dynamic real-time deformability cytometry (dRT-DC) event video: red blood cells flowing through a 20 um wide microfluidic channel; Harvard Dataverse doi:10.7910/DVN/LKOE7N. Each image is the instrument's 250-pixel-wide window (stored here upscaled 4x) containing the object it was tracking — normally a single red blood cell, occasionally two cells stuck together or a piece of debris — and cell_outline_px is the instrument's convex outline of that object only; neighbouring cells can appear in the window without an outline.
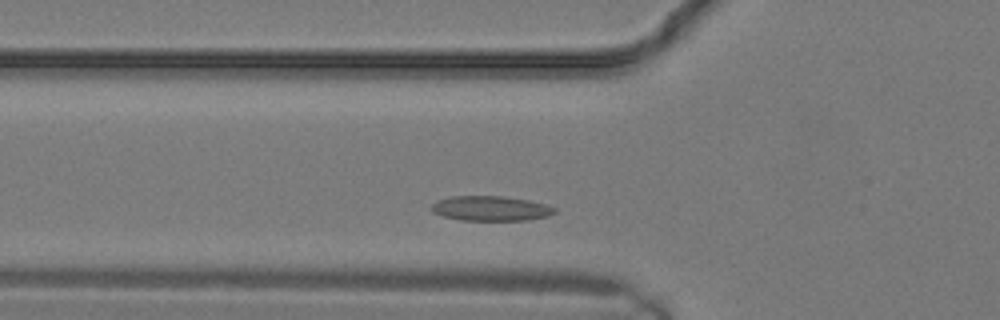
{"species": "common noctule bat (a hibernating species)", "species_latin": "Nyctalus noctula", "temperature_condition": "warm", "stored_images_in_passage": 21, "camera_frame_rate_fps": 3000, "um_per_image_px": 0.085, "animal": {"sex": "male", "body_mass_g": 19.2, "forearm_length_mm": 51.8}, "frame": {"image": 1, "passage_image": 3, "time_ms": 0.667, "image_size_px": [1000, 320], "cell_outline_px": [[556, 212], [548, 216], [528, 220], [460, 220], [440, 216], [432, 212], [428, 208], [436, 200], [452, 196], [504, 196], [528, 200], [544, 204], [556, 208]], "centroid_in_image_um": [41.65, 17.72], "position_along_channel_um": 84.2, "area_um2": 18.03}}
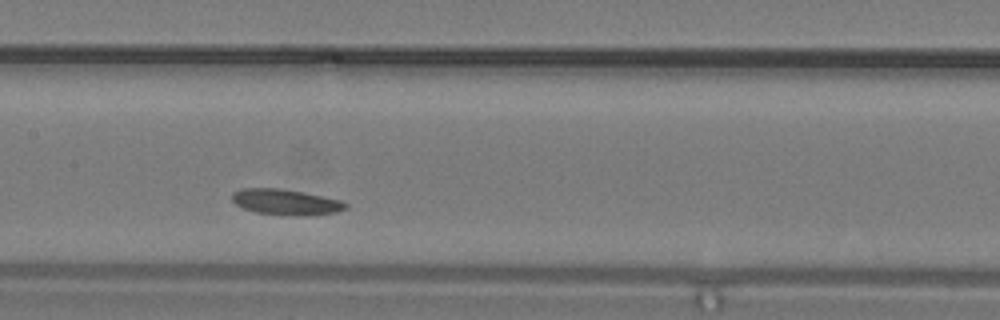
{"frame": {"image": 2, "passage_image": 7, "time_ms": 2.0, "image_size_px": [1000, 320], "cell_outline_px": [[348, 208], [336, 212], [304, 216], [296, 216], [256, 212], [244, 208], [236, 204], [232, 200], [232, 192], [240, 188], [280, 188], [324, 196], [344, 200], [348, 204]], "centroid_in_image_um": [24.33, 17.17], "position_along_channel_um": 183.1, "area_um2": 17.17}}
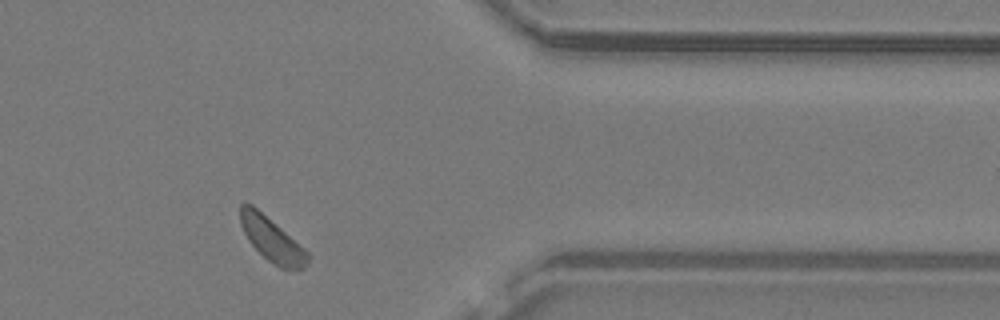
{"frame": {"image": 3, "passage_image": 16, "time_ms": 5.0, "image_size_px": [1000, 320], "cell_outline_px": [[312, 256], [308, 264], [304, 268], [280, 268], [268, 260], [248, 240], [240, 224], [240, 204], [244, 200], [252, 204], [276, 224], [304, 248]], "centroid_in_image_um": [23.1, 20.33], "position_along_channel_um": 388.3, "area_um2": 17.17}}